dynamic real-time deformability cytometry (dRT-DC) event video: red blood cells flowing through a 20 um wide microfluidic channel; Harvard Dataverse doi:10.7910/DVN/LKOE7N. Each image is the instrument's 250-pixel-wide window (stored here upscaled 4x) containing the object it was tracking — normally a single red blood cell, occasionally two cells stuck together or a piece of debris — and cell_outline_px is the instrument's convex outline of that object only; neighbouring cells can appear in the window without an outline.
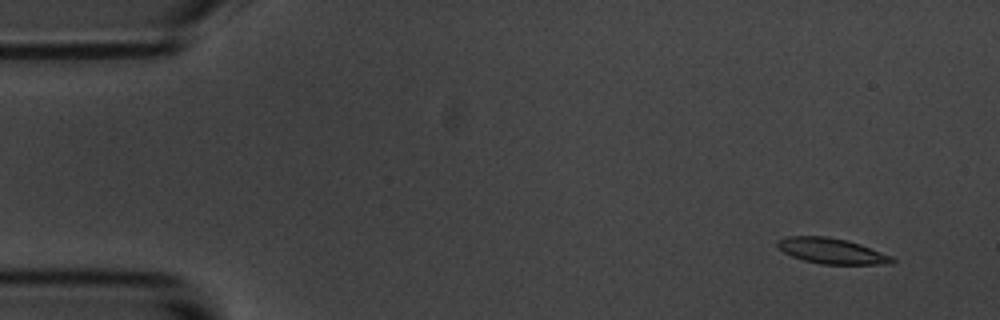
{"species": "common noctule bat (a hibernating species)", "species_latin": "Nyctalus noctula", "temperature_condition": "room temperature", "stored_images_in_passage": 4, "camera_frame_rate_fps": 3000, "um_per_image_px": 0.085, "animal": {"sex": "male", "body_mass_g": 20.1, "forearm_length_mm": 53.5}, "frame": {"image": 1, "passage_image": 1, "time_ms": 0.0, "image_size_px": [1000, 320], "cell_outline_px": [[896, 260], [892, 264], [820, 264], [804, 260], [792, 256], [776, 248], [776, 240], [788, 236], [828, 236], [848, 240], [860, 244], [892, 256]], "centroid_in_image_um": [70.67, 21.32], "position_along_channel_um": 14.3, "area_um2": 17.22}}